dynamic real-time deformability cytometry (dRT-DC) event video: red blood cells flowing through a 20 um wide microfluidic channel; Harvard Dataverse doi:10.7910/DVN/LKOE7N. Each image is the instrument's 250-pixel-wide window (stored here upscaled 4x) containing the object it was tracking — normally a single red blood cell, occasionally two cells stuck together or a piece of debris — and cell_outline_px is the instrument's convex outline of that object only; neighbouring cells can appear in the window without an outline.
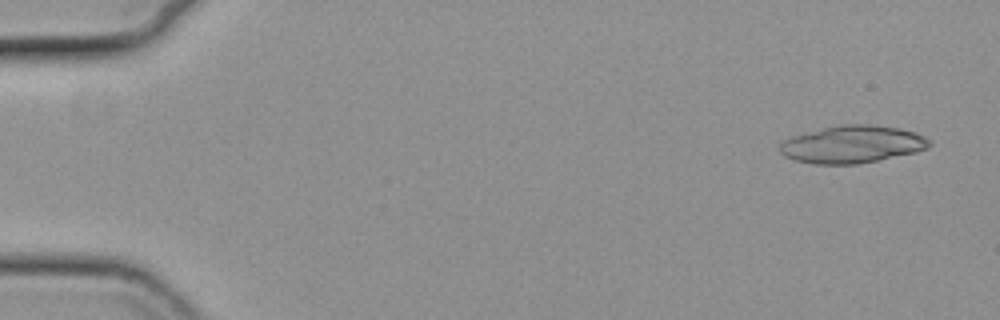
{"species": "common noctule bat (a hibernating species)", "species_latin": "Nyctalus noctula", "temperature_condition": "cold", "stored_images_in_passage": 4, "camera_frame_rate_fps": 3000, "um_per_image_px": 0.085, "animal": {"sex": "female", "body_mass_g": 19.3, "forearm_length_mm": 54.1}, "frame": {"image": 1, "passage_image": 1, "time_ms": 0.0, "image_size_px": [1000, 320], "cell_outline_px": [[932, 144], [916, 152], [856, 164], [812, 164], [796, 160], [784, 156], [780, 152], [780, 144], [784, 140], [796, 136], [824, 128], [840, 124], [868, 124], [896, 128], [916, 132], [932, 140]], "centroid_in_image_um": [72.47, 12.27], "position_along_channel_um": 12.5, "area_um2": 32.19}}